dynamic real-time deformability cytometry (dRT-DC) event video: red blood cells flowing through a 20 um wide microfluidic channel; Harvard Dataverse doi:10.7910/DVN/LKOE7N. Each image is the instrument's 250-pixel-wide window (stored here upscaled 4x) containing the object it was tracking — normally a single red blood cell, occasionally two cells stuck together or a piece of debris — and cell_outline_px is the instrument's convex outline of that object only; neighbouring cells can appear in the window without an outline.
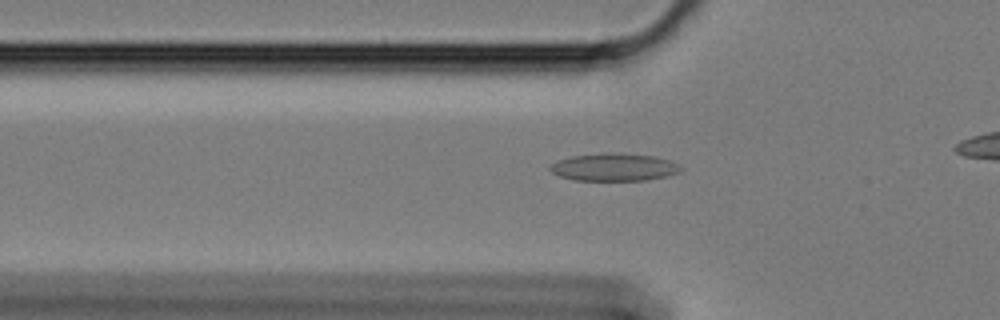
{"species": "Egyptian fruit bat (a non-hibernating species)", "species_latin": "Rousettus aegyptiacus", "temperature_condition": "cold", "stored_images_in_passage": 48, "camera_frame_rate_fps": 3000, "um_per_image_px": 0.085, "animal": {"sex": "female"}, "frame": {"image": 1, "passage_image": 19, "time_ms": 6.0, "image_size_px": [1000, 320], "cell_outline_px": [[684, 168], [680, 172], [668, 176], [648, 180], [572, 180], [560, 176], [552, 172], [548, 168], [556, 160], [572, 156], [608, 152], [612, 152], [656, 156], [680, 164]], "centroid_in_image_um": [52.23, 14.2], "position_along_channel_um": 73.6, "area_um2": 21.27}}
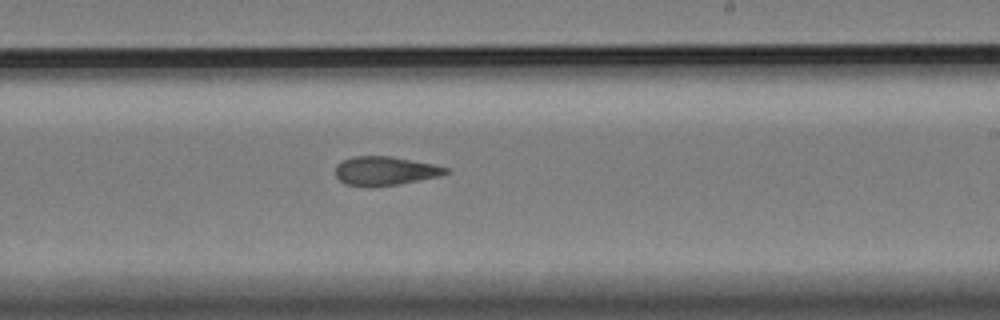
{"frame": {"image": 2, "passage_image": 35, "time_ms": 11.333, "image_size_px": [1000, 320], "cell_outline_px": [[452, 172], [440, 176], [396, 184], [344, 184], [336, 176], [336, 164], [352, 156], [392, 156], [436, 164], [448, 168]], "centroid_in_image_um": [32.8, 14.48], "position_along_channel_um": 256.2, "area_um2": 18.09}}
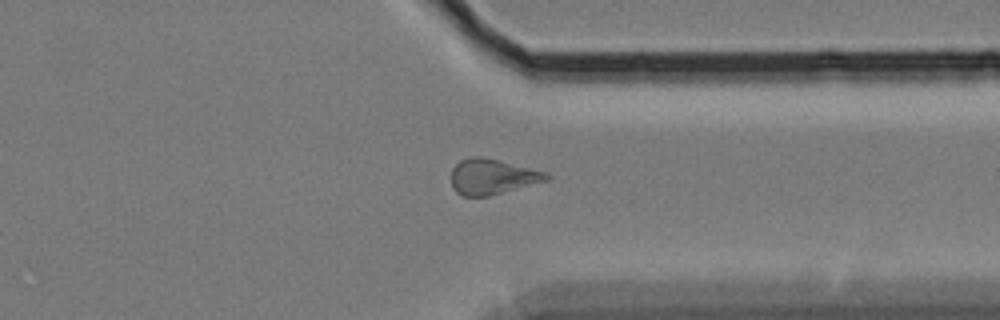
{"frame": {"image": 3, "passage_image": 45, "time_ms": 14.667, "image_size_px": [1000, 320], "cell_outline_px": [[552, 176], [548, 180], [488, 196], [460, 196], [452, 188], [452, 168], [460, 160], [468, 156], [480, 156], [500, 160], [544, 172]], "centroid_in_image_um": [41.8, 15.01], "position_along_channel_um": 369.6, "area_um2": 19.59}}